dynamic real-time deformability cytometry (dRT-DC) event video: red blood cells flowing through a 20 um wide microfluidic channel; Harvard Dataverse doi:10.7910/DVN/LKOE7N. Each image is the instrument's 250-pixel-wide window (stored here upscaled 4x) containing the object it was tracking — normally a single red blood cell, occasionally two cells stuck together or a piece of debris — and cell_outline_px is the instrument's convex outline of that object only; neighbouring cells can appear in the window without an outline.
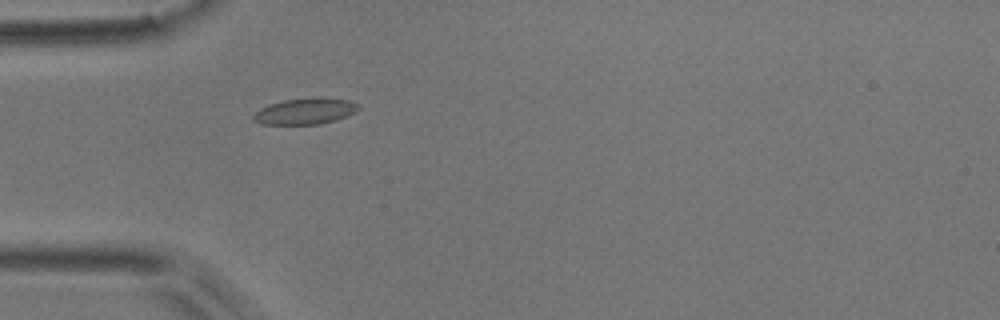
{"species": "common noctule bat (a hibernating species)", "species_latin": "Nyctalus noctula", "temperature_condition": "room temperature", "stored_images_in_passage": 1, "camera_frame_rate_fps": 3000, "um_per_image_px": 0.085, "animal": {"sex": "male", "body_mass_g": 17.9}, "frame": {"image": 1, "passage_image": 1, "time_ms": 0.0, "image_size_px": [1000, 320], "cell_outline_px": [[360, 108], [356, 112], [348, 116], [336, 120], [320, 124], [260, 124], [252, 120], [252, 116], [260, 108], [268, 104], [284, 100], [348, 100], [360, 104]], "centroid_in_image_um": [25.91, 9.5], "position_along_channel_um": 59.1, "area_um2": 15.43}}